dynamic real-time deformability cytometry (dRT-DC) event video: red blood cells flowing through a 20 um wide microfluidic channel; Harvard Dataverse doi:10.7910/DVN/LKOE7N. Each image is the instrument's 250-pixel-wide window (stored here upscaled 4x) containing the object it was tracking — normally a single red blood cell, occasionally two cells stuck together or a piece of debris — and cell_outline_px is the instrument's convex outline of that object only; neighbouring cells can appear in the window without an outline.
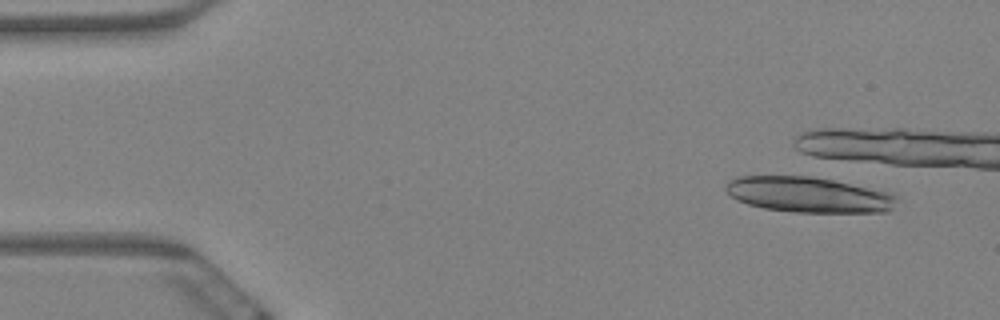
{"species": "Egyptian fruit bat (a non-hibernating species)", "species_latin": "Rousettus aegyptiacus", "temperature_condition": "warm", "stored_images_in_passage": 2, "camera_frame_rate_fps": 3000, "um_per_image_px": 0.085, "animal": {"sex": "female"}, "frame": {"image": 1, "passage_image": 2, "time_ms": 0.333, "image_size_px": [1000, 320], "cell_outline_px": [[896, 200], [892, 208], [888, 212], [792, 212], [764, 208], [748, 204], [736, 200], [724, 188], [728, 180], [736, 176], [812, 176], [896, 192]], "centroid_in_image_um": [68.76, 16.54], "position_along_channel_um": 16.2, "area_um2": 35.72}}